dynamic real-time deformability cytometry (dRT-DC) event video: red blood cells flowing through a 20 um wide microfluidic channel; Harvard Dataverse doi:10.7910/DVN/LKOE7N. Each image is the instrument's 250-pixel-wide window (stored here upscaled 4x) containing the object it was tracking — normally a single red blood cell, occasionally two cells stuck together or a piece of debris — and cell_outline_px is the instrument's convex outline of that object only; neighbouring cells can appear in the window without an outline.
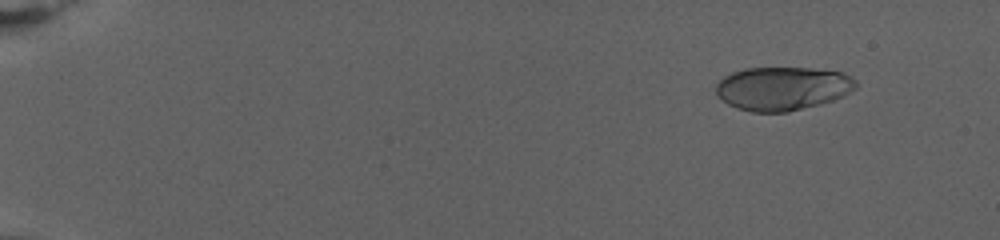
{"species": "human", "species_latin": "Homo sapiens", "temperature_condition": "warm", "stored_images_in_passage": 82, "camera_frame_rate_fps": 3000, "um_per_image_px": 0.085, "donor": {"sex": "female"}, "frame": {"image": 1, "passage_image": 9, "time_ms": 2.667, "image_size_px": [1000, 240], "cell_outline_px": [[856, 88], [844, 96], [820, 104], [788, 112], [752, 112], [736, 108], [728, 104], [716, 96], [716, 84], [724, 76], [732, 72], [748, 68], [808, 68], [840, 72], [856, 80]], "centroid_in_image_um": [66.48, 7.53], "position_along_channel_um": 18.5, "area_um2": 35.49}}
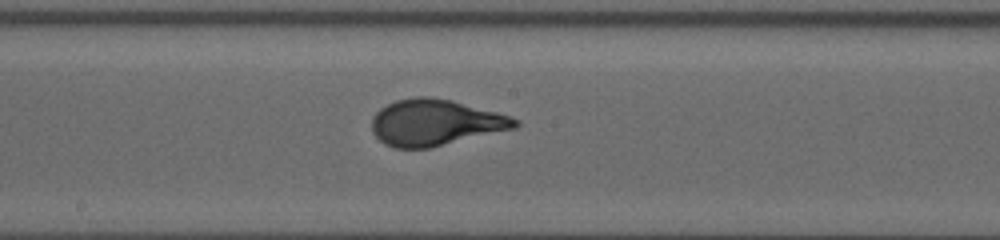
{"frame": {"image": 2, "passage_image": 48, "time_ms": 15.667, "image_size_px": [1000, 240], "cell_outline_px": [[520, 124], [516, 128], [428, 148], [396, 148], [384, 144], [372, 132], [372, 116], [380, 108], [396, 100], [416, 96], [432, 96], [452, 100], [512, 116], [520, 120]], "centroid_in_image_um": [37.0, 10.4], "position_along_channel_um": 211.2, "area_um2": 38.67}}
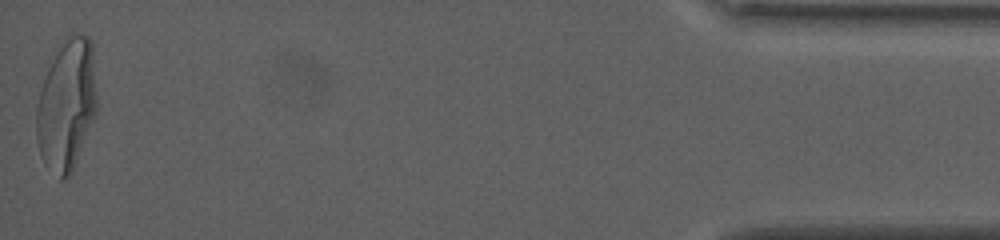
{"frame": {"image": 3, "passage_image": 82, "time_ms": 27.0, "image_size_px": [1000, 240], "cell_outline_px": [[96, 112], [72, 172], [64, 180], [60, 180], [44, 164], [36, 140], [36, 108], [40, 92], [48, 68], [60, 48], [72, 32], [84, 32], [88, 36], [92, 44], [96, 96]], "centroid_in_image_um": [5.66, 8.94], "position_along_channel_um": 429.5, "area_um2": 45.72}, "authors_computed_cell_mechanics": {"area_um2": 37.281, "velocity_mm_per_s": 2.629, "shape_relaxation_time_tau1_ms": 6.2321, "shape_relaxation_time_tau2_ms": null, "deformation_change_tau1": 0.2428, "deformation_change_tau2": null}}